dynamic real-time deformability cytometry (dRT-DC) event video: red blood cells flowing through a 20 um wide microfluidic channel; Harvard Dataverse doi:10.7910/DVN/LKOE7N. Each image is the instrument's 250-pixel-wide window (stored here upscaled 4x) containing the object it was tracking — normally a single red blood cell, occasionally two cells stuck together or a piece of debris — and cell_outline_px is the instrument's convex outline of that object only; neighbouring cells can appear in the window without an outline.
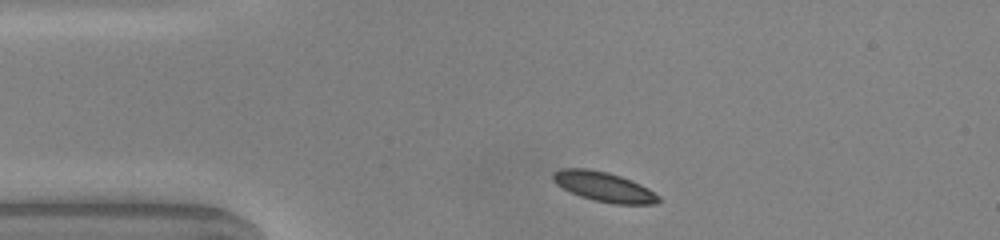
{"species": "common noctule bat (a hibernating species)", "species_latin": "Nyctalus noctula", "temperature_condition": "warm", "stored_images_in_passage": 41, "camera_frame_rate_fps": 3000, "um_per_image_px": 0.085, "animal": {"sex": "male", "body_mass_g": 20.0, "forearm_length_mm": 53.3}, "frame": {"image": 1, "passage_image": 1, "time_ms": 0.0, "image_size_px": [1000, 240], "cell_outline_px": [[660, 200], [656, 204], [612, 204], [580, 196], [556, 184], [552, 180], [552, 172], [560, 168], [584, 168], [608, 172], [632, 180], [648, 188], [660, 196]], "centroid_in_image_um": [51.33, 15.87], "position_along_channel_um": 33.7, "area_um2": 18.26}}
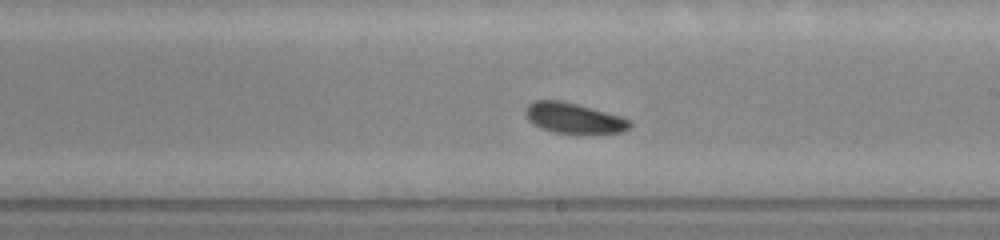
{"frame": {"image": 2, "passage_image": 19, "time_ms": 6.0, "image_size_px": [1000, 240], "cell_outline_px": [[632, 128], [624, 132], [556, 132], [540, 128], [528, 120], [524, 112], [528, 104], [536, 100], [560, 100], [576, 104], [620, 116], [632, 120]], "centroid_in_image_um": [48.77, 10.02], "position_along_channel_um": 240.2, "area_um2": 18.15}}
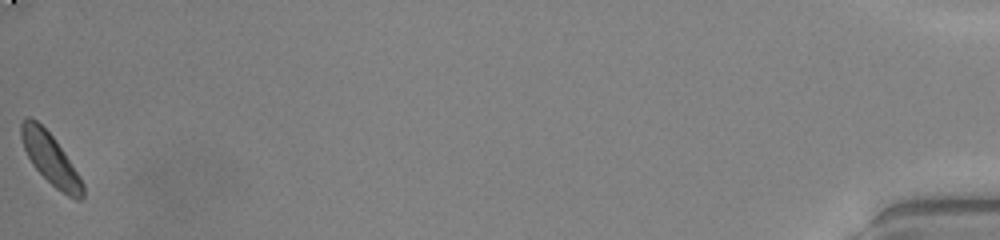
{"frame": {"image": 3, "passage_image": 41, "time_ms": 13.333, "image_size_px": [1000, 240], "cell_outline_px": [[84, 196], [80, 200], [76, 200], [68, 196], [56, 188], [32, 164], [24, 148], [20, 136], [20, 124], [28, 116], [36, 120], [52, 136], [64, 152], [80, 176], [84, 184]], "centroid_in_image_um": [4.3, 13.52], "position_along_channel_um": 430.9, "area_um2": 18.03}, "authors_computed_cell_mechanics": {"area_um2": 18.1492, "velocity_mm_per_s": 4.0334, "shape_relaxation_time_tau1_ms": 1.5331, "shape_relaxation_time_tau2_ms": 9.2327, "deformation_change_tau1": 0.0875, "deformation_change_tau2": 0.154}}